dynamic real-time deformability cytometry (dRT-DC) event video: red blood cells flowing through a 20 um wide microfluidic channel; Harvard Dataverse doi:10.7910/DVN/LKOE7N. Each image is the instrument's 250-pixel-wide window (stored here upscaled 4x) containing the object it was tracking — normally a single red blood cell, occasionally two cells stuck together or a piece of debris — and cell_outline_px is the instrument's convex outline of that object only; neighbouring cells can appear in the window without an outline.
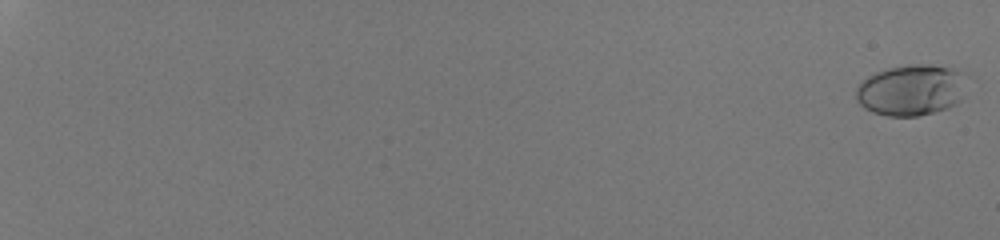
{"species": "human", "species_latin": "Homo sapiens", "temperature_condition": "room temperature", "stored_images_in_passage": 55, "camera_frame_rate_fps": 3000, "um_per_image_px": 0.085, "donor": {"sex": "male"}, "frame": {"image": 1, "passage_image": 1, "time_ms": 0.0, "image_size_px": [1000, 240], "cell_outline_px": [[972, 76], [960, 100], [956, 104], [948, 108], [916, 116], [888, 116], [872, 112], [864, 108], [856, 100], [856, 88], [868, 76], [876, 72], [888, 68], [908, 64], [932, 64], [956, 68], [968, 72]], "centroid_in_image_um": [77.56, 7.62], "position_along_channel_um": 7.4, "area_um2": 33.87}}
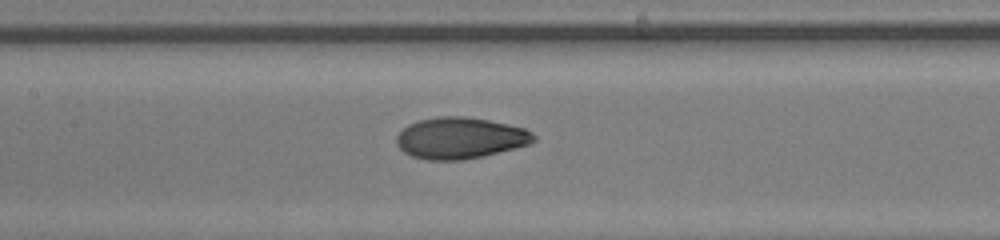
{"frame": {"image": 2, "passage_image": 33, "time_ms": 10.667, "image_size_px": [1000, 240], "cell_outline_px": [[536, 140], [528, 144], [484, 156], [464, 160], [428, 160], [412, 156], [404, 152], [396, 144], [396, 136], [408, 124], [420, 120], [440, 116], [468, 116], [508, 124], [524, 128], [532, 132], [536, 136]], "centroid_in_image_um": [39.11, 11.73], "position_along_channel_um": 168.3, "area_um2": 33.06}}
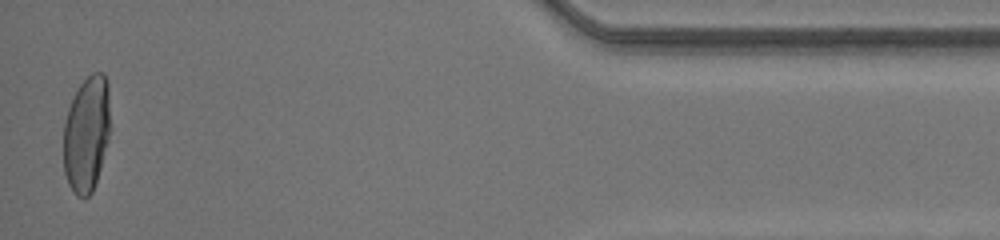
{"frame": {"image": 3, "passage_image": 55, "time_ms": 18.0, "image_size_px": [1000, 240], "cell_outline_px": [[108, 140], [100, 168], [92, 192], [84, 200], [76, 196], [72, 192], [68, 184], [64, 172], [64, 124], [68, 108], [80, 84], [92, 72], [104, 72], [108, 80]], "centroid_in_image_um": [7.34, 11.41], "position_along_channel_um": 427.9, "area_um2": 31.39}, "authors_computed_cell_mechanics": {"area_um2": 31.9056, "velocity_mm_per_s": 4.2558, "shape_relaxation_time_tau1_ms": 5.3828, "shape_relaxation_time_tau2_ms": null, "deformation_change_tau1": 0.2435, "deformation_change_tau2": null}}